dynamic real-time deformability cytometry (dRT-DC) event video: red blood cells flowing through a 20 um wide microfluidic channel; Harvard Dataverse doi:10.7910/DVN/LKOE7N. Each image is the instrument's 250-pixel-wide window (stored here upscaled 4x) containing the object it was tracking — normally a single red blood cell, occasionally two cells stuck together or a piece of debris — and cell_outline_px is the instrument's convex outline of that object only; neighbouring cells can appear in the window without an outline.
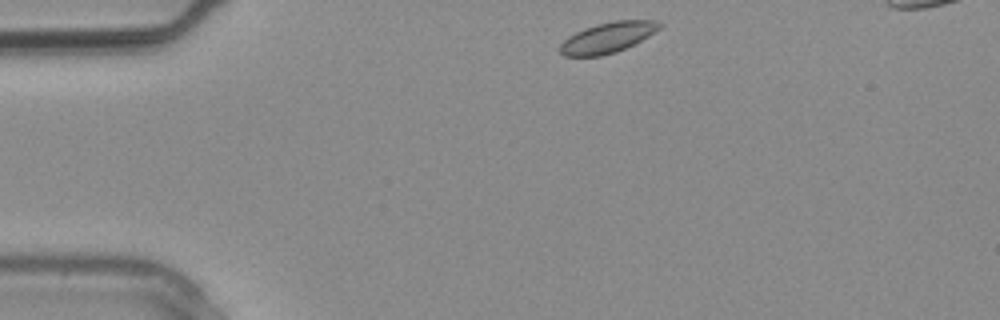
{"species": "common noctule bat (a hibernating species)", "species_latin": "Nyctalus noctula", "temperature_condition": "warm", "stored_images_in_passage": 3, "camera_frame_rate_fps": 3000, "um_per_image_px": 0.085, "animal": {"sex": "male", "body_mass_g": 20.4}, "frame": {"image": 1, "passage_image": 1, "time_ms": 0.0, "image_size_px": [1000, 320], "cell_outline_px": [[664, 24], [660, 28], [648, 36], [616, 52], [600, 56], [564, 56], [560, 52], [560, 44], [568, 36], [584, 28], [596, 24], [616, 20], [656, 20]], "centroid_in_image_um": [51.64, 3.18], "position_along_channel_um": 33.4, "area_um2": 17.57}}